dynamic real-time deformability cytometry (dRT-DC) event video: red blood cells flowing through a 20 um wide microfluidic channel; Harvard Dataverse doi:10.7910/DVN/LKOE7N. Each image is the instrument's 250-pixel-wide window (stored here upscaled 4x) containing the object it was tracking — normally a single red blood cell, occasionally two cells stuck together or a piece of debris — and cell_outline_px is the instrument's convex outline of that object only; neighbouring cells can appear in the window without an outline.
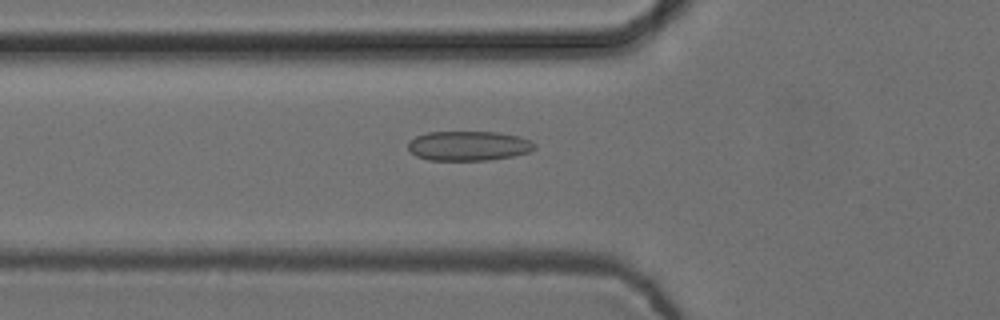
{"species": "common noctule bat (a hibernating species)", "species_latin": "Nyctalus noctula", "temperature_condition": "cold", "stored_images_in_passage": 54, "camera_frame_rate_fps": 3000, "um_per_image_px": 0.085, "animal": {"sex": "female", "body_mass_g": 24.6, "forearm_length_mm": 56.2}, "frame": {"image": 1, "passage_image": 19, "time_ms": 6.0, "image_size_px": [1000, 320], "cell_outline_px": [[536, 148], [528, 152], [512, 156], [488, 160], [428, 160], [416, 156], [408, 148], [408, 140], [416, 136], [428, 132], [496, 132], [520, 136], [536, 144]], "centroid_in_image_um": [39.81, 12.39], "position_along_channel_um": 86.0, "area_um2": 21.85}}
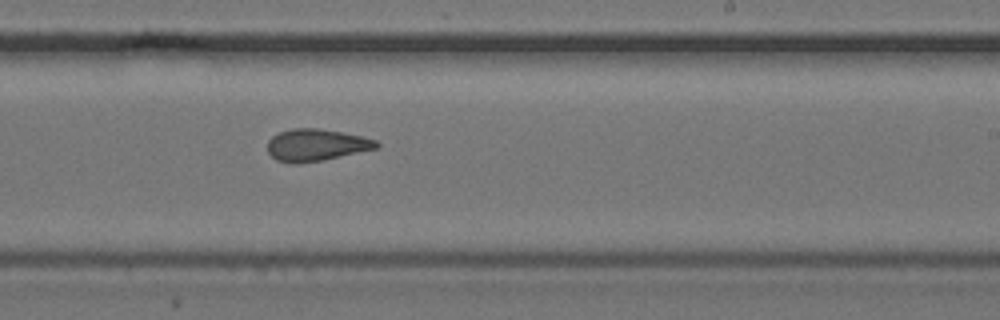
{"frame": {"image": 2, "passage_image": 33, "time_ms": 10.667, "image_size_px": [1000, 320], "cell_outline_px": [[380, 144], [376, 148], [324, 160], [296, 164], [292, 164], [276, 160], [268, 152], [268, 140], [272, 136], [280, 132], [292, 128], [320, 128], [360, 136], [376, 140]], "centroid_in_image_um": [26.84, 12.33], "position_along_channel_um": 262.2, "area_um2": 20.23}}
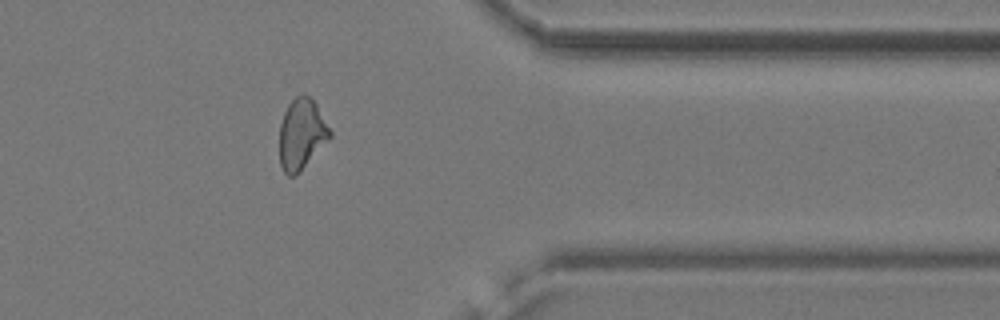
{"frame": {"image": 3, "passage_image": 44, "time_ms": 14.333, "image_size_px": [1000, 320], "cell_outline_px": [[332, 136], [292, 176], [288, 176], [284, 172], [280, 164], [280, 124], [284, 112], [288, 104], [296, 96], [304, 92], [316, 104], [332, 132]], "centroid_in_image_um": [25.62, 11.33], "position_along_channel_um": 385.8, "area_um2": 20.17}, "authors_computed_cell_mechanics": {"area_um2": 20.9525, "velocity_mm_per_s": 3.7542, "shape_relaxation_time_tau1_ms": null, "shape_relaxation_time_tau2_ms": 2.7439, "deformation_change_tau1": null, "deformation_change_tau2": 0.0813}}